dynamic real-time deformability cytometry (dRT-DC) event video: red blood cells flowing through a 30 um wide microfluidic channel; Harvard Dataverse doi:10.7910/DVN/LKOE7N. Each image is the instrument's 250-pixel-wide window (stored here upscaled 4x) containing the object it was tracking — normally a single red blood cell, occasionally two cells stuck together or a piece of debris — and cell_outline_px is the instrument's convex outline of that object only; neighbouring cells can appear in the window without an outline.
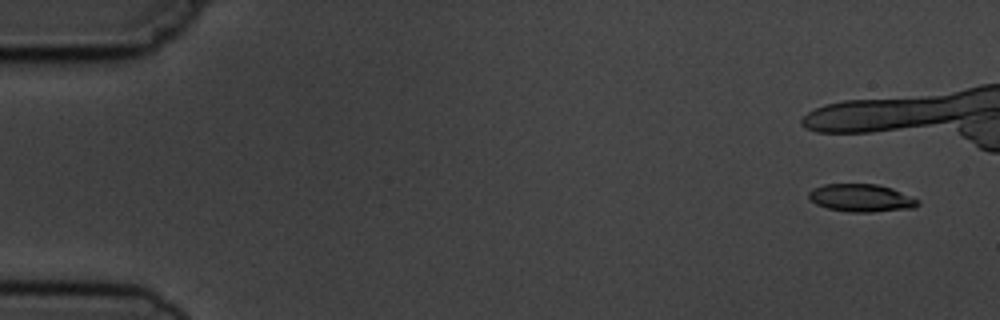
{"species": "common noctule bat (a hibernating species)", "species_latin": "Nyctalus noctula", "temperature_condition": "cold", "stored_images_in_passage": 16, "camera_frame_rate_fps": 3000, "um_per_image_px": 0.085, "animal": {"sex": "male", "body_mass_g": 19.5, "forearm_length_mm": 54.6}, "frame": {"image": 1, "passage_image": 1, "time_ms": 0.0, "image_size_px": [1000, 320], "cell_outline_px": [[920, 204], [916, 208], [872, 212], [848, 212], [828, 208], [816, 204], [808, 196], [808, 192], [812, 188], [824, 184], [876, 184], [892, 188], [920, 200]], "centroid_in_image_um": [73.23, 16.83], "position_along_channel_um": 11.8, "area_um2": 17.74}}
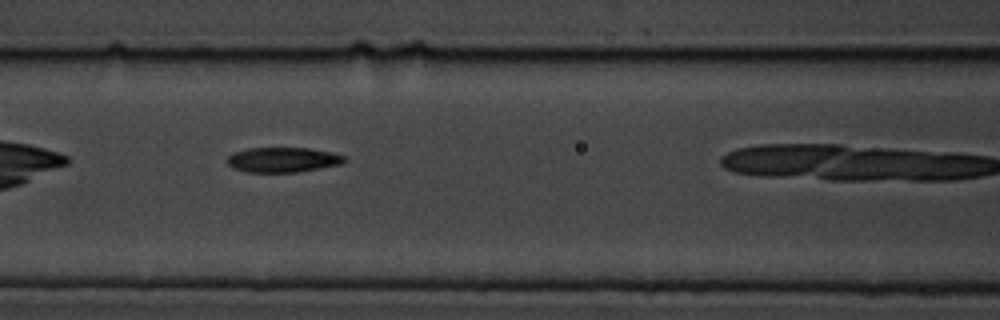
{"frame": {"image": 2, "passage_image": 7, "time_ms": 7.667, "image_size_px": [1000, 320], "cell_outline_px": [[348, 160], [344, 164], [296, 172], [244, 172], [232, 168], [224, 160], [232, 152], [248, 148], [308, 148], [332, 152], [344, 156]], "centroid_in_image_um": [24.02, 13.58], "position_along_channel_um": 142.6, "area_um2": 17.34}}